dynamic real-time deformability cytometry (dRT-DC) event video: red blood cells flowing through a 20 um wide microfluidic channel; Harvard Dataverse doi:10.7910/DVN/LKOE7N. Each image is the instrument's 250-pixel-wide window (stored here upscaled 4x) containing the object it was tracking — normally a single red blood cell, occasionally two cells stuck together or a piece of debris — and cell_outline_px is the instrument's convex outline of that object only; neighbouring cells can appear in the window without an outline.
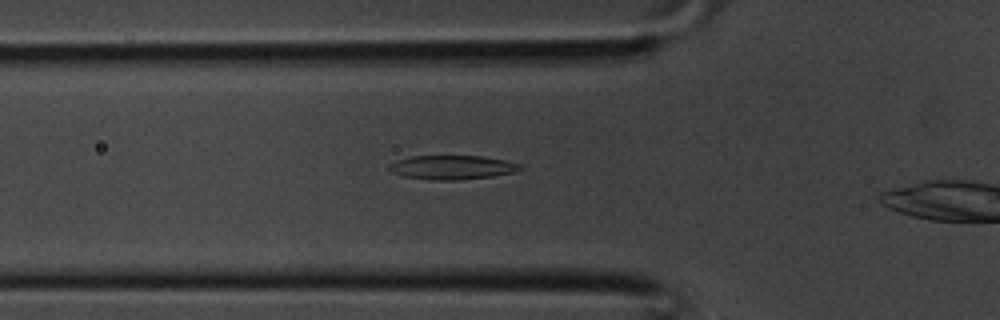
{"species": "common noctule bat (a hibernating species)", "species_latin": "Nyctalus noctula", "temperature_condition": "room temperature", "stored_images_in_passage": 26, "camera_frame_rate_fps": 3000, "um_per_image_px": 0.085, "animal": {"sex": "male", "body_mass_g": 20.1, "forearm_length_mm": 53.5}, "frame": {"image": 1, "passage_image": 8, "time_ms": 2.333, "image_size_px": [1000, 320], "cell_outline_px": [[524, 168], [516, 172], [492, 176], [460, 180], [432, 180], [404, 176], [392, 172], [388, 168], [388, 164], [396, 160], [412, 156], [480, 156], [504, 160], [520, 164]], "centroid_in_image_um": [38.43, 14.23], "position_along_channel_um": 87.4, "area_um2": 18.38}}
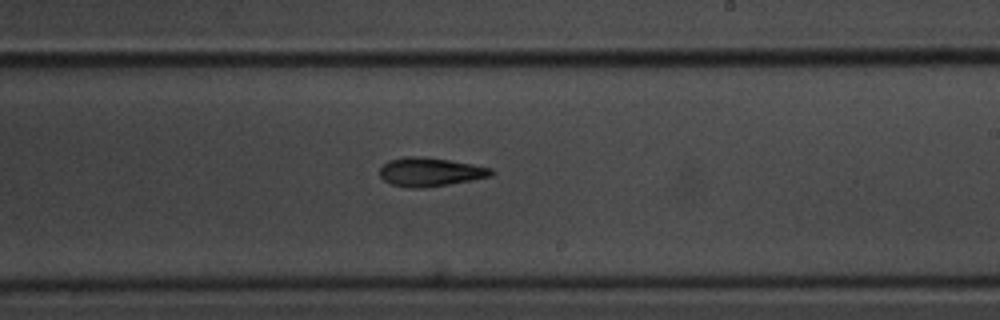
{"frame": {"image": 2, "passage_image": 17, "time_ms": 5.333, "image_size_px": [1000, 320], "cell_outline_px": [[496, 172], [492, 176], [448, 184], [420, 188], [408, 188], [392, 184], [384, 180], [380, 176], [380, 168], [388, 160], [408, 156], [424, 156], [472, 164], [492, 168]], "centroid_in_image_um": [36.57, 14.61], "position_along_channel_um": 252.4, "area_um2": 18.61}}
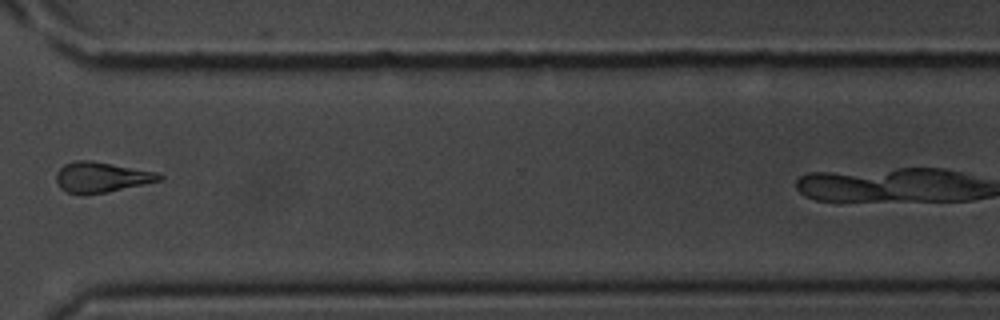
{"frame": {"image": 3, "passage_image": 23, "time_ms": 7.333, "image_size_px": [1000, 320], "cell_outline_px": [[164, 176], [160, 180], [144, 184], [108, 192], [84, 196], [80, 196], [68, 192], [60, 188], [56, 180], [56, 172], [64, 164], [76, 160], [92, 160], [156, 172]], "centroid_in_image_um": [8.57, 15.08], "position_along_channel_um": 362.0, "area_um2": 18.44}}